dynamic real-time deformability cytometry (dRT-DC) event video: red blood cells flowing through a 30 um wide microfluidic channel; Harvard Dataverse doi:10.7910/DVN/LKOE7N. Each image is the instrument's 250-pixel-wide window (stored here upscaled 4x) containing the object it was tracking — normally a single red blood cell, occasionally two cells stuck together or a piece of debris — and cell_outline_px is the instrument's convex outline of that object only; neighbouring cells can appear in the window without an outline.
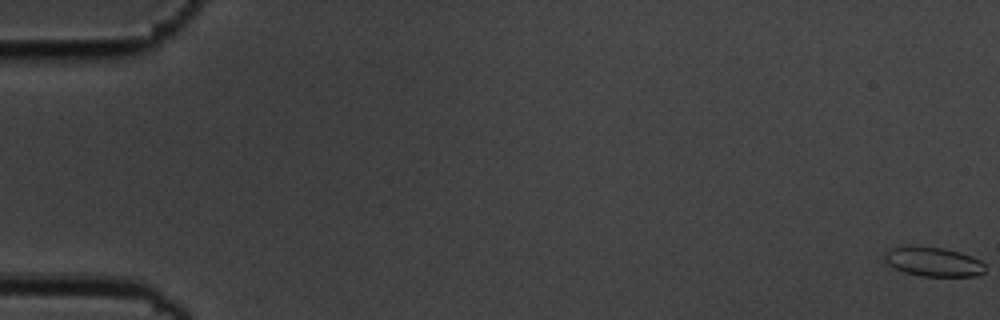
{"species": "common noctule bat (a hibernating species)", "species_latin": "Nyctalus noctula", "temperature_condition": "cold", "stored_images_in_passage": 57, "camera_frame_rate_fps": 3000, "um_per_image_px": 0.085, "animal": {"sex": "male", "body_mass_g": 19.5, "forearm_length_mm": 54.6}, "frame": {"image": 1, "passage_image": 1, "time_ms": 0.0, "image_size_px": [1000, 320], "cell_outline_px": [[984, 272], [976, 276], [920, 276], [904, 272], [888, 264], [884, 260], [884, 252], [892, 248], [912, 244], [944, 248], [960, 252], [972, 256], [980, 260], [984, 264]], "centroid_in_image_um": [79.3, 22.22], "position_along_channel_um": 5.7, "area_um2": 17.46}}
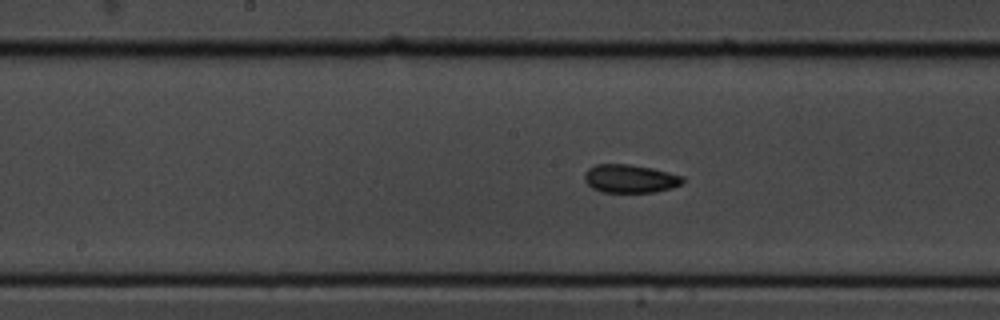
{"frame": {"image": 2, "passage_image": 30, "time_ms": 9.667, "image_size_px": [1000, 320], "cell_outline_px": [[684, 180], [680, 184], [672, 188], [656, 192], [600, 192], [592, 188], [584, 180], [584, 172], [588, 168], [596, 164], [628, 164], [652, 168], [684, 176]], "centroid_in_image_um": [53.54, 15.18], "position_along_channel_um": 194.7, "area_um2": 16.3}}
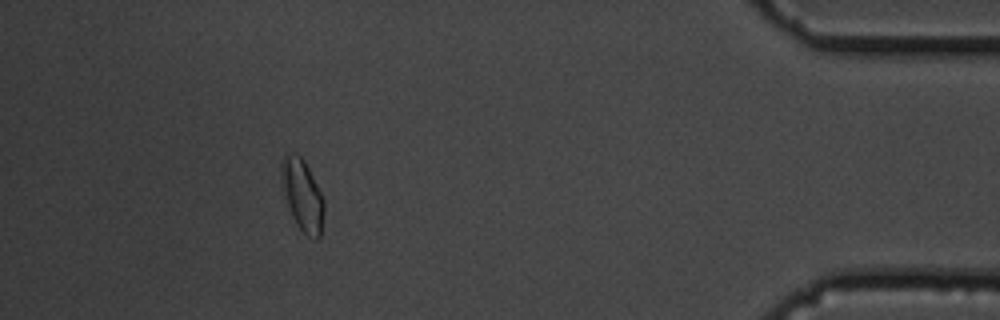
{"frame": {"image": 3, "passage_image": 52, "time_ms": 17.0, "image_size_px": [1000, 320], "cell_outline_px": [[324, 212], [320, 236], [316, 240], [308, 236], [296, 224], [292, 216], [280, 184], [280, 164], [284, 156], [288, 152], [296, 152], [304, 160], [324, 200]], "centroid_in_image_um": [25.67, 16.55], "position_along_channel_um": 409.5, "area_um2": 17.86}, "authors_computed_cell_mechanics": {"area_um2": 16.2996, "velocity_mm_per_s": 3.6229, "shape_relaxation_time_tau1_ms": 10.1212, "shape_relaxation_time_tau2_ms": 3.9834, "deformation_change_tau1": 0.1949, "deformation_change_tau2": 0.0889}}